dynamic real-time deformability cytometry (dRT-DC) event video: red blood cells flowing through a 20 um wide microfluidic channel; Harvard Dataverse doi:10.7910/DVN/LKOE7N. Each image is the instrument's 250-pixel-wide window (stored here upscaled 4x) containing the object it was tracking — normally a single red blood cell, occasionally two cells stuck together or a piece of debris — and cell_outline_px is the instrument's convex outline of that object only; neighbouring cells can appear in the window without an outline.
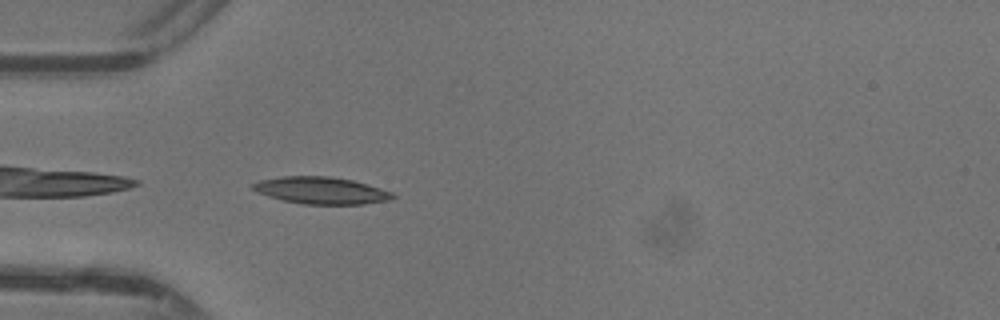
{"species": "common noctule bat (a hibernating species)", "species_latin": "Nyctalus noctula", "temperature_condition": "warm", "stored_images_in_passage": 33, "camera_frame_rate_fps": 3000, "um_per_image_px": 0.085, "animal": {"sex": "female"}, "frame": {"image": 1, "passage_image": 1, "time_ms": 0.0, "image_size_px": [1000, 320], "cell_outline_px": [[396, 196], [388, 200], [364, 204], [304, 204], [284, 200], [268, 196], [252, 188], [252, 184], [260, 180], [280, 176], [328, 176], [352, 180], [368, 184], [392, 192]], "centroid_in_image_um": [27.32, 16.18], "position_along_channel_um": 57.7, "area_um2": 21.79}}
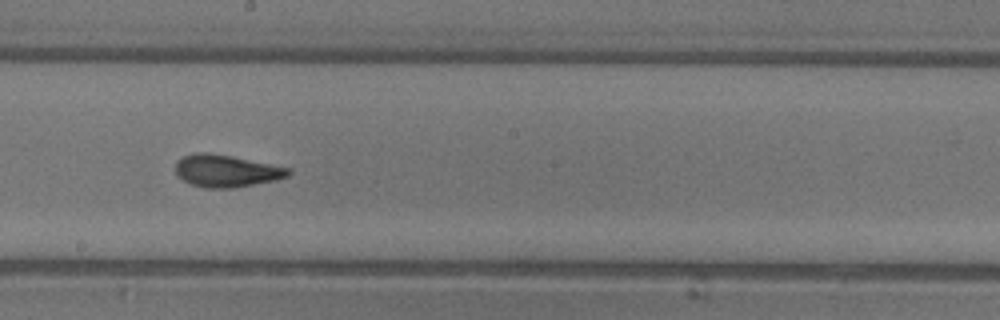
{"frame": {"image": 2, "passage_image": 13, "time_ms": 4.0, "image_size_px": [1000, 320], "cell_outline_px": [[292, 172], [288, 176], [276, 180], [232, 188], [204, 188], [192, 184], [184, 180], [176, 172], [176, 160], [192, 152], [208, 152], [232, 156], [292, 168]], "centroid_in_image_um": [19.26, 14.51], "position_along_channel_um": 228.9, "area_um2": 21.27}}
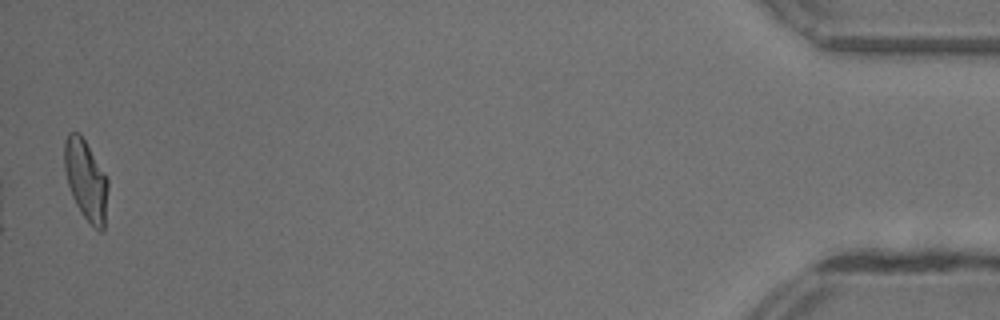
{"frame": {"image": 3, "passage_image": 33, "time_ms": 10.667, "image_size_px": [1000, 320], "cell_outline_px": [[108, 188], [104, 228], [100, 232], [92, 228], [80, 212], [72, 196], [68, 184], [64, 168], [64, 140], [68, 132], [80, 132], [108, 176]], "centroid_in_image_um": [7.31, 15.29], "position_along_channel_um": 427.9, "area_um2": 20.87}, "authors_computed_cell_mechanics": {"area_um2": 20.519, "velocity_mm_per_s": 4.4137, "shape_relaxation_time_tau1_ms": 4.6037, "shape_relaxation_time_tau2_ms": 1.3713, "deformation_change_tau1": 0.1739, "deformation_change_tau2": 0.0848}}